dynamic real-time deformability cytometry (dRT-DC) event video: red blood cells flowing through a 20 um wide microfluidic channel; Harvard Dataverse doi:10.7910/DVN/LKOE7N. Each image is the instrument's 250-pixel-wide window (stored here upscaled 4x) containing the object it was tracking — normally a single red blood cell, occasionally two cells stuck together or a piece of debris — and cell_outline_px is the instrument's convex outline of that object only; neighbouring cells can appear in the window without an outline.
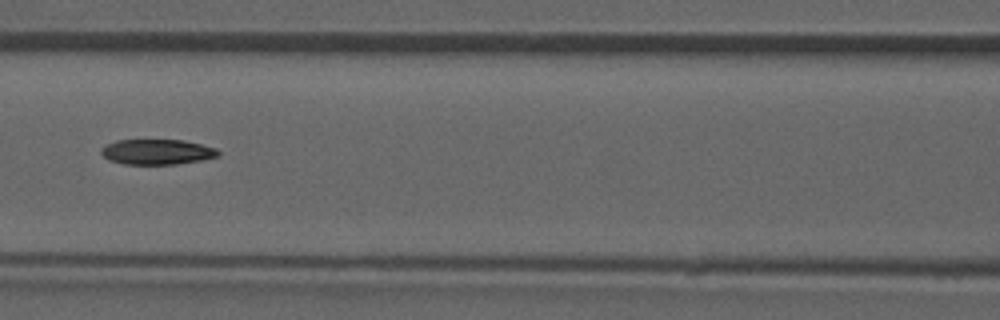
{"species": "common noctule bat (a hibernating species)", "species_latin": "Nyctalus noctula", "temperature_condition": "room temperature", "stored_images_in_passage": 52, "camera_frame_rate_fps": 3000, "um_per_image_px": 0.085, "animal": {"sex": "male", "forearm_length_mm": 52.5}, "frame": {"image": 1, "passage_image": 23, "time_ms": 7.333, "image_size_px": [1000, 320], "cell_outline_px": [[220, 156], [200, 160], [176, 164], [124, 164], [108, 160], [100, 152], [100, 148], [116, 140], [184, 140], [216, 148], [220, 152]], "centroid_in_image_um": [13.34, 12.91], "position_along_channel_um": 153.3, "area_um2": 17.22}}
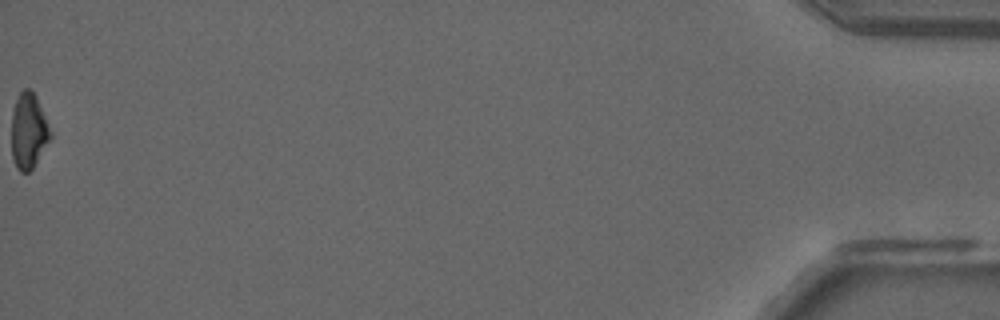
{"frame": {"image": 2, "passage_image": 52, "time_ms": 17.0, "image_size_px": [1000, 320], "cell_outline_px": [[52, 136], [32, 168], [28, 172], [20, 172], [16, 168], [12, 156], [12, 112], [16, 100], [20, 92], [24, 88], [28, 88], [36, 96]], "centroid_in_image_um": [2.4, 11.14], "position_along_channel_um": 432.8, "area_um2": 16.7}, "authors_computed_cell_mechanics": {"area_um2": 18.4382, "velocity_mm_per_s": 3.9809, "shape_relaxation_time_tau1_ms": 8.326, "shape_relaxation_time_tau2_ms": null, "deformation_change_tau1": 0.2303, "deformation_change_tau2": null}}